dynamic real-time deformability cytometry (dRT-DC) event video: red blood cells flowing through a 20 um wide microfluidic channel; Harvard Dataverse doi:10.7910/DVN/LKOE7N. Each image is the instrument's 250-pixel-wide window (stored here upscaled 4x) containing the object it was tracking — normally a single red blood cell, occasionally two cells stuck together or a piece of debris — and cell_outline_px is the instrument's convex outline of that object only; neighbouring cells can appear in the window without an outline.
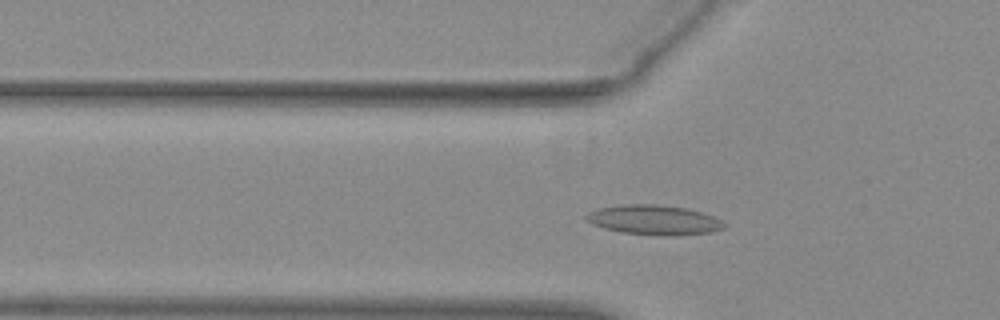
{"species": "common noctule bat (a hibernating species)", "species_latin": "Nyctalus noctula", "temperature_condition": "warm", "stored_images_in_passage": 49, "camera_frame_rate_fps": 3000, "um_per_image_px": 0.085, "animal": {"sex": "female", "body_mass_g": 29.2, "forearm_length_mm": 56.3}, "frame": {"image": 1, "passage_image": 14, "time_ms": 4.333, "image_size_px": [1000, 320], "cell_outline_px": [[728, 228], [708, 232], [672, 236], [664, 236], [624, 232], [604, 228], [592, 224], [584, 216], [588, 212], [600, 208], [620, 204], [656, 204], [688, 208], [712, 216], [728, 224]], "centroid_in_image_um": [55.62, 18.69], "position_along_channel_um": 70.2, "area_um2": 23.87}}
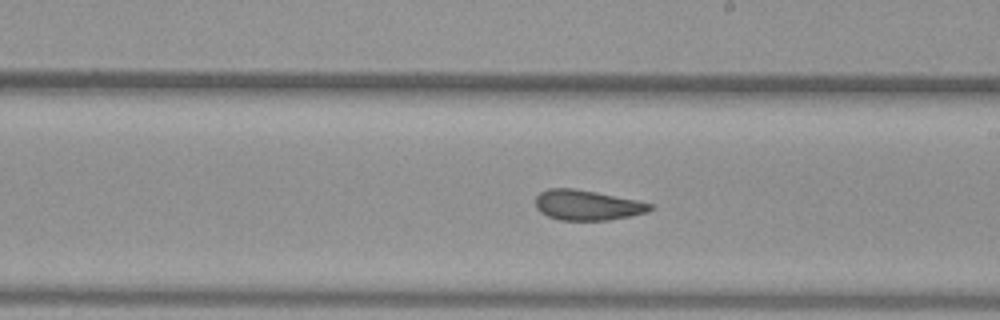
{"frame": {"image": 2, "passage_image": 27, "time_ms": 8.667, "image_size_px": [1000, 320], "cell_outline_px": [[656, 208], [648, 212], [632, 216], [608, 220], [560, 220], [548, 216], [540, 212], [536, 208], [536, 196], [540, 192], [548, 188], [576, 188], [636, 200], [652, 204]], "centroid_in_image_um": [49.93, 17.44], "position_along_channel_um": 239.1, "area_um2": 20.29}}
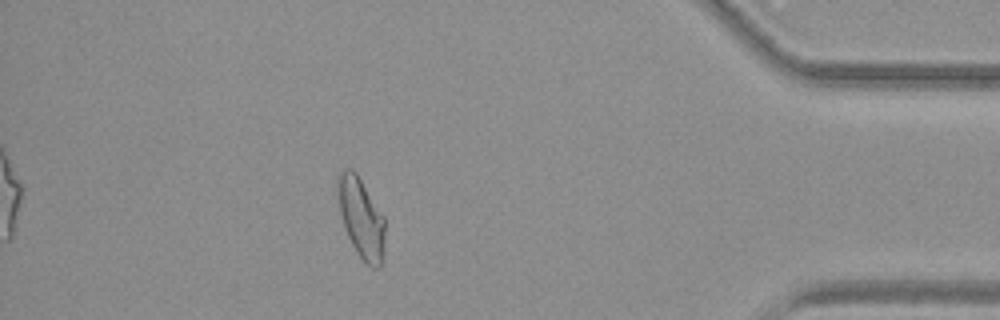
{"frame": {"image": 3, "passage_image": 43, "time_ms": 14.0, "image_size_px": [1000, 320], "cell_outline_px": [[384, 252], [380, 268], [372, 268], [356, 252], [348, 236], [340, 212], [336, 196], [336, 176], [344, 168], [352, 168], [356, 172], [384, 216]], "centroid_in_image_um": [30.67, 18.47], "position_along_channel_um": 404.5, "area_um2": 22.2}, "authors_computed_cell_mechanics": {"area_um2": 21.964, "velocity_mm_per_s": 3.9021, "shape_relaxation_time_tau1_ms": null, "shape_relaxation_time_tau2_ms": 1.3016, "deformation_change_tau1": null, "deformation_change_tau2": 0.0705}}